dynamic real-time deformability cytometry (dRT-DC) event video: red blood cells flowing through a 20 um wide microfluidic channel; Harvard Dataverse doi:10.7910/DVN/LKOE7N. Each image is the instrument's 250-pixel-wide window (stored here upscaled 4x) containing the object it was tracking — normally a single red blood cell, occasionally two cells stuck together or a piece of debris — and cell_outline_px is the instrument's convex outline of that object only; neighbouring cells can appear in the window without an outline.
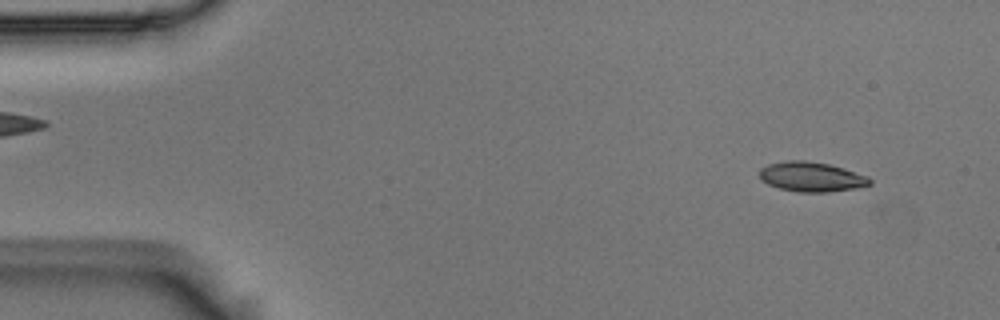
{"species": "Egyptian fruit bat (a non-hibernating species)", "species_latin": "Rousettus aegyptiacus", "temperature_condition": "room temperature", "stored_images_in_passage": 54, "camera_frame_rate_fps": 3000, "um_per_image_px": 0.085, "animal": {"sex": "male"}, "frame": {"image": 1, "passage_image": 4, "time_ms": 1.0, "image_size_px": [1000, 320], "cell_outline_px": [[872, 184], [856, 188], [828, 192], [800, 192], [780, 188], [768, 184], [760, 180], [760, 168], [768, 164], [788, 160], [804, 160], [828, 164], [868, 176], [872, 180]], "centroid_in_image_um": [68.96, 15.03], "position_along_channel_um": 16.0, "area_um2": 19.02}}
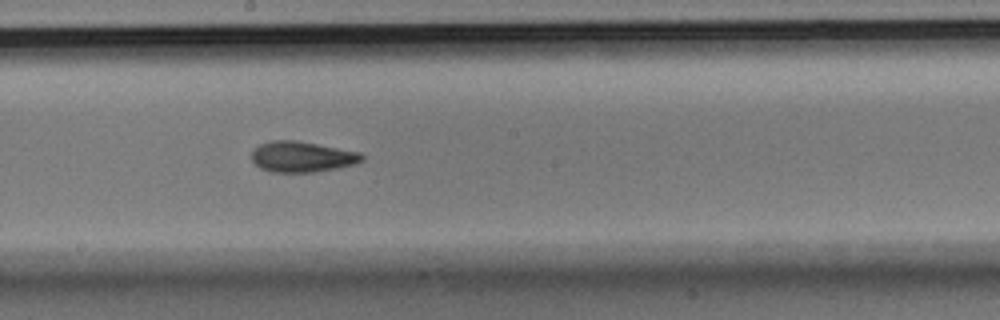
{"frame": {"image": 2, "passage_image": 29, "time_ms": 9.333, "image_size_px": [1000, 320], "cell_outline_px": [[364, 160], [356, 164], [316, 172], [272, 172], [260, 168], [252, 160], [252, 152], [260, 144], [272, 140], [292, 140], [316, 144], [360, 152], [364, 156]], "centroid_in_image_um": [25.69, 13.33], "position_along_channel_um": 222.5, "area_um2": 19.59}}
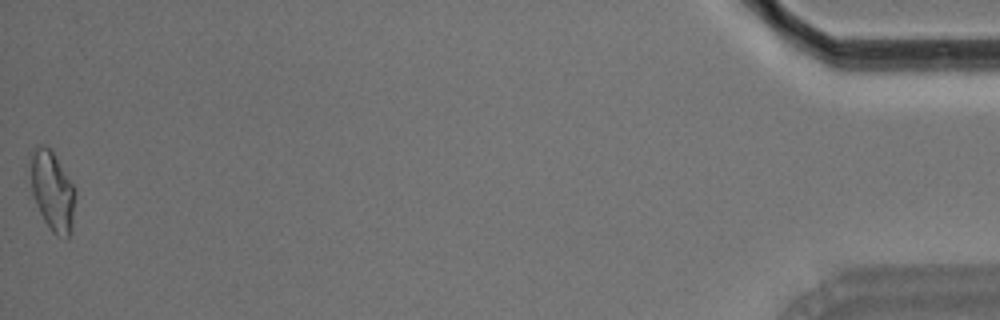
{"frame": {"image": 3, "passage_image": 54, "time_ms": 17.667, "image_size_px": [1000, 320], "cell_outline_px": [[76, 192], [72, 232], [68, 240], [56, 236], [48, 228], [36, 204], [32, 192], [28, 152], [36, 144], [48, 144], [76, 188]], "centroid_in_image_um": [4.45, 16.2], "position_along_channel_um": 430.8, "area_um2": 21.79}, "authors_computed_cell_mechanics": {"area_um2": 19.4208, "velocity_mm_per_s": 3.6671, "shape_relaxation_time_tau1_ms": null, "shape_relaxation_time_tau2_ms": 3.6043, "deformation_change_tau1": null, "deformation_change_tau2": 0.113}}